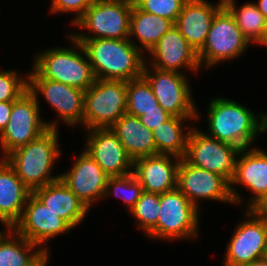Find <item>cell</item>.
<instances>
[{
  "instance_id": "cell-1",
  "label": "cell",
  "mask_w": 267,
  "mask_h": 266,
  "mask_svg": "<svg viewBox=\"0 0 267 266\" xmlns=\"http://www.w3.org/2000/svg\"><path fill=\"white\" fill-rule=\"evenodd\" d=\"M208 105L207 135L221 142L240 150L251 148L258 135L267 131V112L255 114L245 105L221 96L212 98Z\"/></svg>"
},
{
  "instance_id": "cell-2",
  "label": "cell",
  "mask_w": 267,
  "mask_h": 266,
  "mask_svg": "<svg viewBox=\"0 0 267 266\" xmlns=\"http://www.w3.org/2000/svg\"><path fill=\"white\" fill-rule=\"evenodd\" d=\"M96 79L130 81L142 76L146 55L129 39H76Z\"/></svg>"
},
{
  "instance_id": "cell-3",
  "label": "cell",
  "mask_w": 267,
  "mask_h": 266,
  "mask_svg": "<svg viewBox=\"0 0 267 266\" xmlns=\"http://www.w3.org/2000/svg\"><path fill=\"white\" fill-rule=\"evenodd\" d=\"M58 130L47 129L38 138L4 158L31 192L60 179L61 174L52 175L53 166L62 155Z\"/></svg>"
},
{
  "instance_id": "cell-4",
  "label": "cell",
  "mask_w": 267,
  "mask_h": 266,
  "mask_svg": "<svg viewBox=\"0 0 267 266\" xmlns=\"http://www.w3.org/2000/svg\"><path fill=\"white\" fill-rule=\"evenodd\" d=\"M70 47H54L36 54L31 67L41 78L86 91L96 78L83 45L73 36Z\"/></svg>"
},
{
  "instance_id": "cell-5",
  "label": "cell",
  "mask_w": 267,
  "mask_h": 266,
  "mask_svg": "<svg viewBox=\"0 0 267 266\" xmlns=\"http://www.w3.org/2000/svg\"><path fill=\"white\" fill-rule=\"evenodd\" d=\"M200 211L178 188L162 193L157 224L147 237L168 242L197 239Z\"/></svg>"
},
{
  "instance_id": "cell-6",
  "label": "cell",
  "mask_w": 267,
  "mask_h": 266,
  "mask_svg": "<svg viewBox=\"0 0 267 266\" xmlns=\"http://www.w3.org/2000/svg\"><path fill=\"white\" fill-rule=\"evenodd\" d=\"M39 99L27 90L13 102L8 124L0 133L1 159L38 138L47 129L59 127L58 121L47 122L41 118Z\"/></svg>"
},
{
  "instance_id": "cell-7",
  "label": "cell",
  "mask_w": 267,
  "mask_h": 266,
  "mask_svg": "<svg viewBox=\"0 0 267 266\" xmlns=\"http://www.w3.org/2000/svg\"><path fill=\"white\" fill-rule=\"evenodd\" d=\"M131 10L132 5L119 0H94L74 24L87 33L70 35L75 39H129Z\"/></svg>"
},
{
  "instance_id": "cell-8",
  "label": "cell",
  "mask_w": 267,
  "mask_h": 266,
  "mask_svg": "<svg viewBox=\"0 0 267 266\" xmlns=\"http://www.w3.org/2000/svg\"><path fill=\"white\" fill-rule=\"evenodd\" d=\"M127 82L96 79L85 91L83 127L110 128L127 109Z\"/></svg>"
},
{
  "instance_id": "cell-9",
  "label": "cell",
  "mask_w": 267,
  "mask_h": 266,
  "mask_svg": "<svg viewBox=\"0 0 267 266\" xmlns=\"http://www.w3.org/2000/svg\"><path fill=\"white\" fill-rule=\"evenodd\" d=\"M251 45L230 12L222 6L214 15L205 44L198 52L200 66L208 70L222 61L237 59Z\"/></svg>"
},
{
  "instance_id": "cell-10",
  "label": "cell",
  "mask_w": 267,
  "mask_h": 266,
  "mask_svg": "<svg viewBox=\"0 0 267 266\" xmlns=\"http://www.w3.org/2000/svg\"><path fill=\"white\" fill-rule=\"evenodd\" d=\"M142 75L150 83L158 103L171 116L201 118L192 98L188 75L159 70L146 61Z\"/></svg>"
},
{
  "instance_id": "cell-11",
  "label": "cell",
  "mask_w": 267,
  "mask_h": 266,
  "mask_svg": "<svg viewBox=\"0 0 267 266\" xmlns=\"http://www.w3.org/2000/svg\"><path fill=\"white\" fill-rule=\"evenodd\" d=\"M239 151L236 146L210 137L193 126L188 134L184 158L191 165L216 173L231 183Z\"/></svg>"
},
{
  "instance_id": "cell-12",
  "label": "cell",
  "mask_w": 267,
  "mask_h": 266,
  "mask_svg": "<svg viewBox=\"0 0 267 266\" xmlns=\"http://www.w3.org/2000/svg\"><path fill=\"white\" fill-rule=\"evenodd\" d=\"M27 75L28 90L36 98L44 97L50 107L57 112L62 124L65 123L73 128L79 124L83 125L85 91L41 78L32 68Z\"/></svg>"
},
{
  "instance_id": "cell-13",
  "label": "cell",
  "mask_w": 267,
  "mask_h": 266,
  "mask_svg": "<svg viewBox=\"0 0 267 266\" xmlns=\"http://www.w3.org/2000/svg\"><path fill=\"white\" fill-rule=\"evenodd\" d=\"M177 188L200 210L201 200L233 203L230 183L222 176L191 165L185 158L177 170Z\"/></svg>"
},
{
  "instance_id": "cell-14",
  "label": "cell",
  "mask_w": 267,
  "mask_h": 266,
  "mask_svg": "<svg viewBox=\"0 0 267 266\" xmlns=\"http://www.w3.org/2000/svg\"><path fill=\"white\" fill-rule=\"evenodd\" d=\"M245 219L239 222L226 244V264H253L263 260L267 248V223L245 209Z\"/></svg>"
},
{
  "instance_id": "cell-15",
  "label": "cell",
  "mask_w": 267,
  "mask_h": 266,
  "mask_svg": "<svg viewBox=\"0 0 267 266\" xmlns=\"http://www.w3.org/2000/svg\"><path fill=\"white\" fill-rule=\"evenodd\" d=\"M13 229L25 239L37 244L50 256L46 242L73 228L31 193L24 206L22 216Z\"/></svg>"
},
{
  "instance_id": "cell-16",
  "label": "cell",
  "mask_w": 267,
  "mask_h": 266,
  "mask_svg": "<svg viewBox=\"0 0 267 266\" xmlns=\"http://www.w3.org/2000/svg\"><path fill=\"white\" fill-rule=\"evenodd\" d=\"M244 186L251 191L248 203L243 202L236 187ZM233 204L246 203L248 209L257 199L267 193V151L259 148H246L239 151L236 158L235 174L230 183Z\"/></svg>"
},
{
  "instance_id": "cell-17",
  "label": "cell",
  "mask_w": 267,
  "mask_h": 266,
  "mask_svg": "<svg viewBox=\"0 0 267 266\" xmlns=\"http://www.w3.org/2000/svg\"><path fill=\"white\" fill-rule=\"evenodd\" d=\"M87 132L84 150L97 162L107 176L133 173L134 161L111 128H92Z\"/></svg>"
},
{
  "instance_id": "cell-18",
  "label": "cell",
  "mask_w": 267,
  "mask_h": 266,
  "mask_svg": "<svg viewBox=\"0 0 267 266\" xmlns=\"http://www.w3.org/2000/svg\"><path fill=\"white\" fill-rule=\"evenodd\" d=\"M151 61H145L163 71L185 74L181 69L199 73L201 69L197 51L180 34L175 25L166 32L148 52ZM199 70V71H198Z\"/></svg>"
},
{
  "instance_id": "cell-19",
  "label": "cell",
  "mask_w": 267,
  "mask_h": 266,
  "mask_svg": "<svg viewBox=\"0 0 267 266\" xmlns=\"http://www.w3.org/2000/svg\"><path fill=\"white\" fill-rule=\"evenodd\" d=\"M80 153L60 180L90 209L104 198L108 176L84 149Z\"/></svg>"
},
{
  "instance_id": "cell-20",
  "label": "cell",
  "mask_w": 267,
  "mask_h": 266,
  "mask_svg": "<svg viewBox=\"0 0 267 266\" xmlns=\"http://www.w3.org/2000/svg\"><path fill=\"white\" fill-rule=\"evenodd\" d=\"M180 160L176 156L163 154L142 157L134 161L133 173L140 181L143 191L162 194L177 188Z\"/></svg>"
},
{
  "instance_id": "cell-21",
  "label": "cell",
  "mask_w": 267,
  "mask_h": 266,
  "mask_svg": "<svg viewBox=\"0 0 267 266\" xmlns=\"http://www.w3.org/2000/svg\"><path fill=\"white\" fill-rule=\"evenodd\" d=\"M223 6V0L211 4L208 0H187L175 22V27L197 51L203 48L214 15Z\"/></svg>"
},
{
  "instance_id": "cell-22",
  "label": "cell",
  "mask_w": 267,
  "mask_h": 266,
  "mask_svg": "<svg viewBox=\"0 0 267 266\" xmlns=\"http://www.w3.org/2000/svg\"><path fill=\"white\" fill-rule=\"evenodd\" d=\"M31 193L8 162L0 158V223L4 228H13L20 220Z\"/></svg>"
},
{
  "instance_id": "cell-23",
  "label": "cell",
  "mask_w": 267,
  "mask_h": 266,
  "mask_svg": "<svg viewBox=\"0 0 267 266\" xmlns=\"http://www.w3.org/2000/svg\"><path fill=\"white\" fill-rule=\"evenodd\" d=\"M32 194L72 228L87 216V206L60 179L33 190Z\"/></svg>"
},
{
  "instance_id": "cell-24",
  "label": "cell",
  "mask_w": 267,
  "mask_h": 266,
  "mask_svg": "<svg viewBox=\"0 0 267 266\" xmlns=\"http://www.w3.org/2000/svg\"><path fill=\"white\" fill-rule=\"evenodd\" d=\"M49 255L13 228L0 230V266H47Z\"/></svg>"
},
{
  "instance_id": "cell-25",
  "label": "cell",
  "mask_w": 267,
  "mask_h": 266,
  "mask_svg": "<svg viewBox=\"0 0 267 266\" xmlns=\"http://www.w3.org/2000/svg\"><path fill=\"white\" fill-rule=\"evenodd\" d=\"M110 128L133 161L156 155L152 131L147 129L138 117L125 113Z\"/></svg>"
},
{
  "instance_id": "cell-26",
  "label": "cell",
  "mask_w": 267,
  "mask_h": 266,
  "mask_svg": "<svg viewBox=\"0 0 267 266\" xmlns=\"http://www.w3.org/2000/svg\"><path fill=\"white\" fill-rule=\"evenodd\" d=\"M173 26L174 23L171 20L142 11L136 5H133L130 17L129 40L145 54ZM132 38L138 39L140 44L134 42Z\"/></svg>"
},
{
  "instance_id": "cell-27",
  "label": "cell",
  "mask_w": 267,
  "mask_h": 266,
  "mask_svg": "<svg viewBox=\"0 0 267 266\" xmlns=\"http://www.w3.org/2000/svg\"><path fill=\"white\" fill-rule=\"evenodd\" d=\"M198 117L171 116L166 122L152 131L156 145V155H173L180 159L187 152V138L192 126L185 122H197ZM185 123V124H183ZM189 125V126H188Z\"/></svg>"
},
{
  "instance_id": "cell-28",
  "label": "cell",
  "mask_w": 267,
  "mask_h": 266,
  "mask_svg": "<svg viewBox=\"0 0 267 266\" xmlns=\"http://www.w3.org/2000/svg\"><path fill=\"white\" fill-rule=\"evenodd\" d=\"M223 6L230 12L245 38L252 44L257 43L267 20L255 3L246 2L238 8L236 0H223Z\"/></svg>"
},
{
  "instance_id": "cell-29",
  "label": "cell",
  "mask_w": 267,
  "mask_h": 266,
  "mask_svg": "<svg viewBox=\"0 0 267 266\" xmlns=\"http://www.w3.org/2000/svg\"><path fill=\"white\" fill-rule=\"evenodd\" d=\"M126 113L139 117L150 110H159V103L147 79L142 75L127 82Z\"/></svg>"
},
{
  "instance_id": "cell-30",
  "label": "cell",
  "mask_w": 267,
  "mask_h": 266,
  "mask_svg": "<svg viewBox=\"0 0 267 266\" xmlns=\"http://www.w3.org/2000/svg\"><path fill=\"white\" fill-rule=\"evenodd\" d=\"M142 192V185L134 173L122 176H108L104 198L111 195L120 197L129 212L140 199Z\"/></svg>"
},
{
  "instance_id": "cell-31",
  "label": "cell",
  "mask_w": 267,
  "mask_h": 266,
  "mask_svg": "<svg viewBox=\"0 0 267 266\" xmlns=\"http://www.w3.org/2000/svg\"><path fill=\"white\" fill-rule=\"evenodd\" d=\"M160 211V194L143 191L140 199L129 211L138 228L147 235L157 224Z\"/></svg>"
},
{
  "instance_id": "cell-32",
  "label": "cell",
  "mask_w": 267,
  "mask_h": 266,
  "mask_svg": "<svg viewBox=\"0 0 267 266\" xmlns=\"http://www.w3.org/2000/svg\"><path fill=\"white\" fill-rule=\"evenodd\" d=\"M18 74L13 69L0 71V101H15L28 90V75Z\"/></svg>"
},
{
  "instance_id": "cell-33",
  "label": "cell",
  "mask_w": 267,
  "mask_h": 266,
  "mask_svg": "<svg viewBox=\"0 0 267 266\" xmlns=\"http://www.w3.org/2000/svg\"><path fill=\"white\" fill-rule=\"evenodd\" d=\"M187 0H140L136 6L145 12L171 20L174 24Z\"/></svg>"
},
{
  "instance_id": "cell-34",
  "label": "cell",
  "mask_w": 267,
  "mask_h": 266,
  "mask_svg": "<svg viewBox=\"0 0 267 266\" xmlns=\"http://www.w3.org/2000/svg\"><path fill=\"white\" fill-rule=\"evenodd\" d=\"M94 0H52L50 8L51 13H73L71 24H75L92 5Z\"/></svg>"
},
{
  "instance_id": "cell-35",
  "label": "cell",
  "mask_w": 267,
  "mask_h": 266,
  "mask_svg": "<svg viewBox=\"0 0 267 266\" xmlns=\"http://www.w3.org/2000/svg\"><path fill=\"white\" fill-rule=\"evenodd\" d=\"M170 117L171 115L159 104V110L147 111L138 118L147 129L153 131L161 124L166 122Z\"/></svg>"
},
{
  "instance_id": "cell-36",
  "label": "cell",
  "mask_w": 267,
  "mask_h": 266,
  "mask_svg": "<svg viewBox=\"0 0 267 266\" xmlns=\"http://www.w3.org/2000/svg\"><path fill=\"white\" fill-rule=\"evenodd\" d=\"M248 210L258 219L267 223V193L257 199Z\"/></svg>"
},
{
  "instance_id": "cell-37",
  "label": "cell",
  "mask_w": 267,
  "mask_h": 266,
  "mask_svg": "<svg viewBox=\"0 0 267 266\" xmlns=\"http://www.w3.org/2000/svg\"><path fill=\"white\" fill-rule=\"evenodd\" d=\"M13 102L14 101H6V102L0 101V133L4 130V128L8 124Z\"/></svg>"
},
{
  "instance_id": "cell-38",
  "label": "cell",
  "mask_w": 267,
  "mask_h": 266,
  "mask_svg": "<svg viewBox=\"0 0 267 266\" xmlns=\"http://www.w3.org/2000/svg\"><path fill=\"white\" fill-rule=\"evenodd\" d=\"M255 5L267 20V0H258V2L255 3Z\"/></svg>"
},
{
  "instance_id": "cell-39",
  "label": "cell",
  "mask_w": 267,
  "mask_h": 266,
  "mask_svg": "<svg viewBox=\"0 0 267 266\" xmlns=\"http://www.w3.org/2000/svg\"><path fill=\"white\" fill-rule=\"evenodd\" d=\"M257 44L258 45L261 44V46L263 45V46L267 47V21H266V26H265L264 32H263L261 38L259 39V41L256 43V45Z\"/></svg>"
},
{
  "instance_id": "cell-40",
  "label": "cell",
  "mask_w": 267,
  "mask_h": 266,
  "mask_svg": "<svg viewBox=\"0 0 267 266\" xmlns=\"http://www.w3.org/2000/svg\"><path fill=\"white\" fill-rule=\"evenodd\" d=\"M223 266H264L262 261L258 263H253V264H226L223 263Z\"/></svg>"
},
{
  "instance_id": "cell-41",
  "label": "cell",
  "mask_w": 267,
  "mask_h": 266,
  "mask_svg": "<svg viewBox=\"0 0 267 266\" xmlns=\"http://www.w3.org/2000/svg\"><path fill=\"white\" fill-rule=\"evenodd\" d=\"M130 5H136L140 0H119Z\"/></svg>"
},
{
  "instance_id": "cell-42",
  "label": "cell",
  "mask_w": 267,
  "mask_h": 266,
  "mask_svg": "<svg viewBox=\"0 0 267 266\" xmlns=\"http://www.w3.org/2000/svg\"><path fill=\"white\" fill-rule=\"evenodd\" d=\"M262 263L264 266H267V248H266V251L264 253Z\"/></svg>"
}]
</instances>
